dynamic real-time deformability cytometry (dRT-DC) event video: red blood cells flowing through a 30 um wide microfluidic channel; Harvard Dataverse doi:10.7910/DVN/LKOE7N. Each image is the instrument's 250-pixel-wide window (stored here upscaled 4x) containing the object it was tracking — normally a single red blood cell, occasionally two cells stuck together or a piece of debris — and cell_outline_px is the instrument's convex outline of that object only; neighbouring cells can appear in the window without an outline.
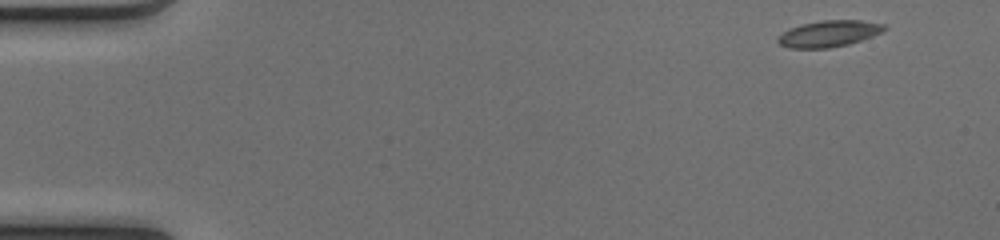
{"species": "common noctule bat (a hibernating species)", "species_latin": "Nyctalus noctula", "temperature_condition": "cold", "stored_images_in_passage": 48, "camera_frame_rate_fps": 3000, "um_per_image_px": 0.085, "animal": {"sex": "female", "body_mass_g": 17.0, "forearm_length_mm": 48.0}, "frame": {"image": 1, "passage_image": 1, "time_ms": 0.0, "image_size_px": [1000, 240], "cell_outline_px": [[888, 28], [872, 36], [848, 44], [828, 48], [788, 48], [780, 44], [776, 40], [788, 28], [800, 24], [824, 20], [860, 20], [884, 24]], "centroid_in_image_um": [70.44, 2.85], "position_along_channel_um": 14.6, "area_um2": 16.24}}
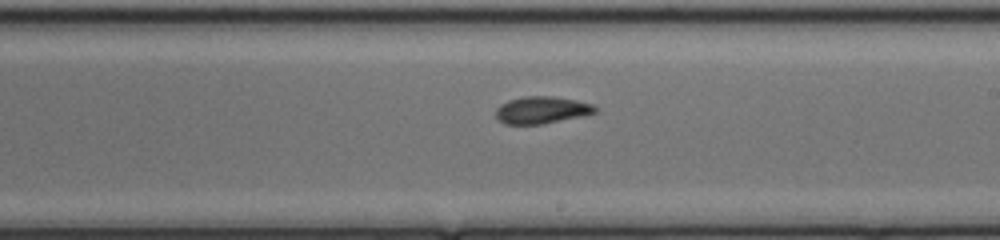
{"frame": {"image": 2, "passage_image": 27, "time_ms": 8.667, "image_size_px": [1000, 240], "cell_outline_px": [[596, 112], [584, 116], [544, 124], [504, 124], [496, 120], [496, 108], [500, 104], [508, 100], [524, 96], [552, 96], [576, 100], [592, 104], [596, 108]], "centroid_in_image_um": [46.01, 9.36], "position_along_channel_um": 243.0, "area_um2": 15.9}}
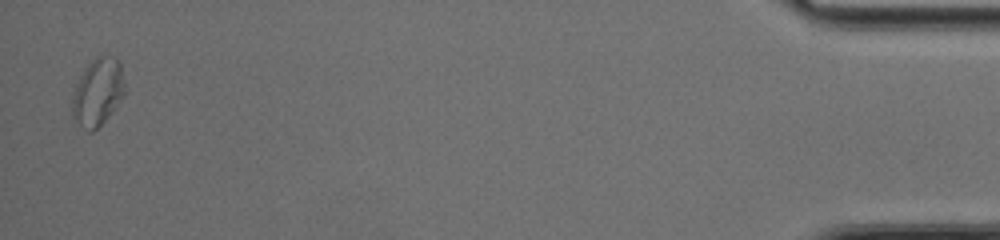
{"frame": {"image": 3, "passage_image": 47, "time_ms": 15.333, "image_size_px": [1000, 240], "cell_outline_px": [[124, 92], [120, 100], [112, 112], [92, 132], [88, 132], [72, 124], [72, 100], [76, 84], [80, 76], [88, 64], [96, 56], [112, 56], [120, 64], [124, 84]], "centroid_in_image_um": [8.25, 7.88], "position_along_channel_um": 426.9, "area_um2": 20.58}, "authors_computed_cell_mechanics": {"area_um2": 16.2707, "velocity_mm_per_s": 4.101, "shape_relaxation_time_tau1_ms": 5.5601, "shape_relaxation_time_tau2_ms": 2.6995, "deformation_change_tau1": 0.1326, "deformation_change_tau2": 0.079}}